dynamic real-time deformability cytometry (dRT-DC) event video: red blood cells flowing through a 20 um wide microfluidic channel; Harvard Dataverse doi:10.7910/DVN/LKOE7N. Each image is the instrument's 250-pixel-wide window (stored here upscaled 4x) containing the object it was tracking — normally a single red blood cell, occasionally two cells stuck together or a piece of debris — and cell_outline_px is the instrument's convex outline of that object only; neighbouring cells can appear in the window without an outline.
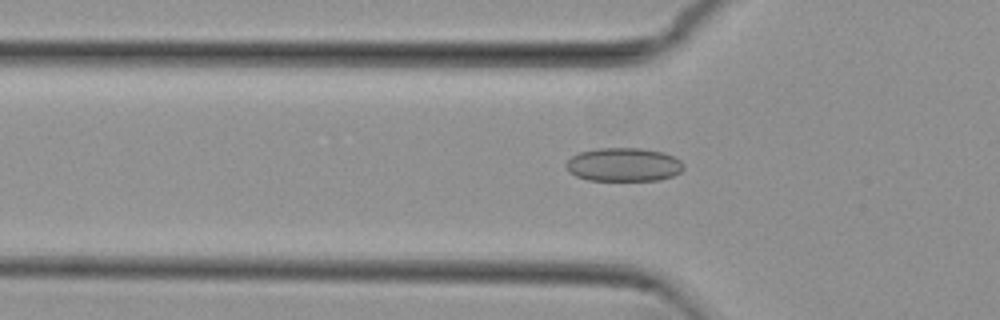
{"species": "common noctule bat (a hibernating species)", "species_latin": "Nyctalus noctula", "temperature_condition": "cold", "stored_images_in_passage": 42, "camera_frame_rate_fps": 3000, "um_per_image_px": 0.085, "animal": {"sex": "female", "body_mass_g": 29.2, "forearm_length_mm": 56.3}, "frame": {"image": 1, "passage_image": 6, "time_ms": 1.667, "image_size_px": [1000, 320], "cell_outline_px": [[684, 168], [680, 172], [672, 176], [660, 180], [588, 180], [576, 176], [568, 172], [564, 164], [572, 156], [580, 152], [596, 148], [640, 148], [664, 152], [680, 160], [684, 164]], "centroid_in_image_um": [53.0, 13.99], "position_along_channel_um": 72.8, "area_um2": 23.12}}
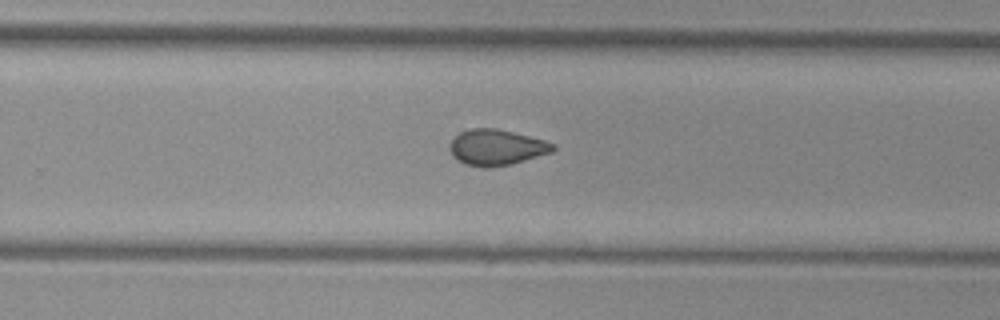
{"frame": {"image": 2, "passage_image": 23, "time_ms": 7.333, "image_size_px": [1000, 320], "cell_outline_px": [[556, 148], [552, 152], [512, 164], [488, 168], [484, 168], [464, 164], [456, 160], [452, 156], [448, 148], [452, 140], [460, 132], [472, 128], [496, 128], [544, 140], [556, 144]], "centroid_in_image_um": [42.18, 12.54], "position_along_channel_um": 287.6, "area_um2": 21.68}}
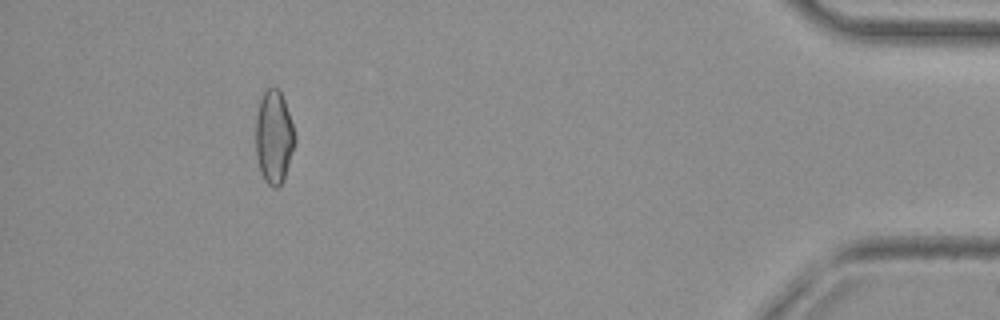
{"frame": {"image": 3, "passage_image": 38, "time_ms": 12.333, "image_size_px": [1000, 320], "cell_outline_px": [[296, 140], [284, 180], [276, 188], [272, 188], [264, 180], [260, 172], [256, 156], [256, 116], [260, 100], [264, 92], [268, 88], [276, 88], [280, 92], [284, 100], [296, 136]], "centroid_in_image_um": [23.28, 11.69], "position_along_channel_um": 411.9, "area_um2": 21.21}, "authors_computed_cell_mechanics": {"area_um2": 21.4438, "velocity_mm_per_s": 3.7826, "shape_relaxation_time_tau1_ms": null, "shape_relaxation_time_tau2_ms": 2.4457, "deformation_change_tau1": null, "deformation_change_tau2": 0.0674}}